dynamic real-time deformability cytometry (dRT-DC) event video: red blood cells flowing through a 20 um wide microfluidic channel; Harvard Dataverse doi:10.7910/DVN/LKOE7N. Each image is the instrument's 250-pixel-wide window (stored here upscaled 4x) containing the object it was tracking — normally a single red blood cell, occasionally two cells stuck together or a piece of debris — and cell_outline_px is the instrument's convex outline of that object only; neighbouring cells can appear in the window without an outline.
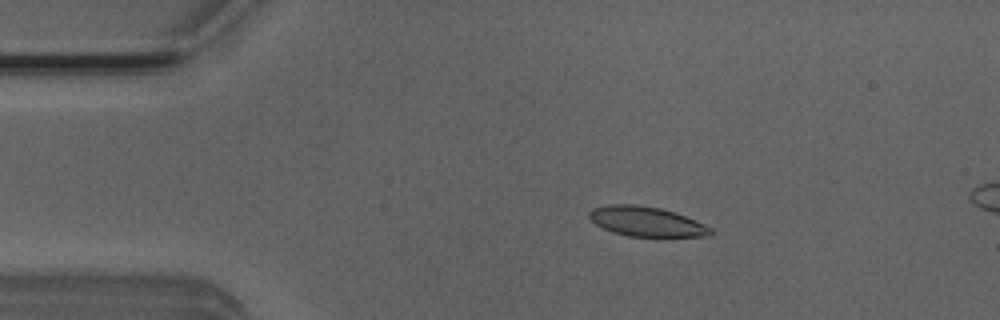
{"species": "Egyptian fruit bat (a non-hibernating species)", "species_latin": "Rousettus aegyptiacus", "temperature_condition": "room temperature", "stored_images_in_passage": 53, "segment_of_instrument_passage": [1, 2], "camera_frame_rate_fps": 3000, "um_per_image_px": 0.085, "animal": {"sex": "male"}, "frame": {"image": 1, "passage_image": 9, "time_ms": 2.667, "image_size_px": [1000, 320], "cell_outline_px": [[712, 236], [628, 236], [612, 232], [596, 224], [588, 216], [588, 212], [592, 208], [608, 204], [632, 204], [660, 208], [684, 216], [704, 224], [712, 228]], "centroid_in_image_um": [54.91, 18.83], "position_along_channel_um": 30.1, "area_um2": 20.81}}
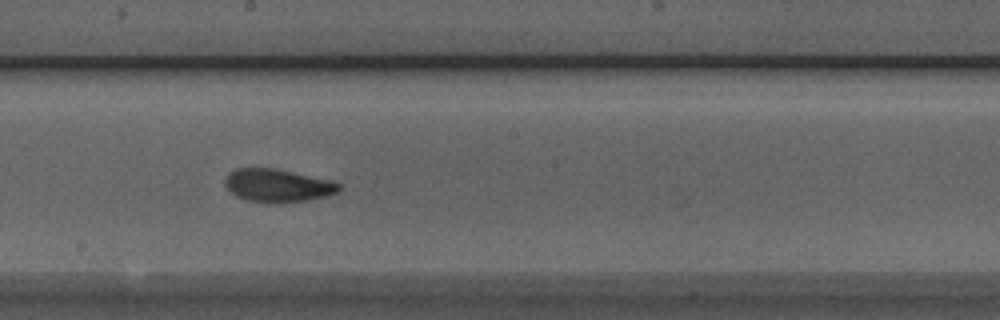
{"frame": {"image": 2, "passage_image": 28, "time_ms": 9.0, "image_size_px": [1000, 320], "cell_outline_px": [[340, 192], [328, 196], [308, 200], [280, 204], [276, 204], [248, 200], [236, 196], [224, 184], [224, 180], [236, 168], [272, 168], [332, 180], [340, 184]], "centroid_in_image_um": [23.65, 15.79], "position_along_channel_um": 224.6, "area_um2": 21.96}}
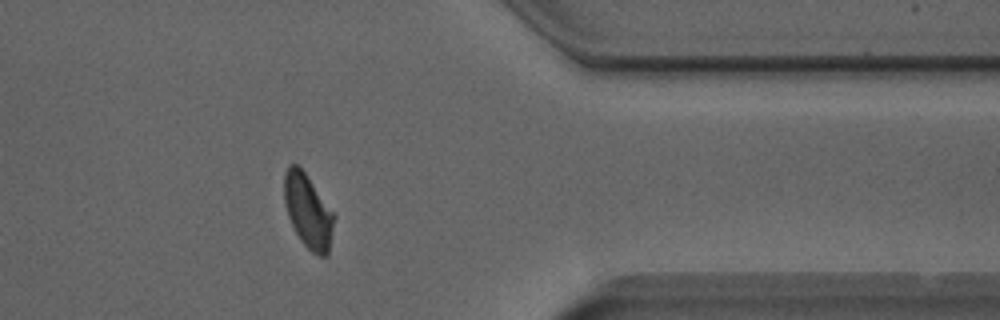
{"frame": {"image": 3, "passage_image": 42, "time_ms": 13.667, "image_size_px": [1000, 320], "cell_outline_px": [[336, 216], [328, 256], [320, 256], [312, 252], [300, 240], [288, 216], [284, 204], [284, 172], [288, 164], [296, 164], [304, 172]], "centroid_in_image_um": [26.18, 17.96], "position_along_channel_um": 385.2, "area_um2": 21.39}}